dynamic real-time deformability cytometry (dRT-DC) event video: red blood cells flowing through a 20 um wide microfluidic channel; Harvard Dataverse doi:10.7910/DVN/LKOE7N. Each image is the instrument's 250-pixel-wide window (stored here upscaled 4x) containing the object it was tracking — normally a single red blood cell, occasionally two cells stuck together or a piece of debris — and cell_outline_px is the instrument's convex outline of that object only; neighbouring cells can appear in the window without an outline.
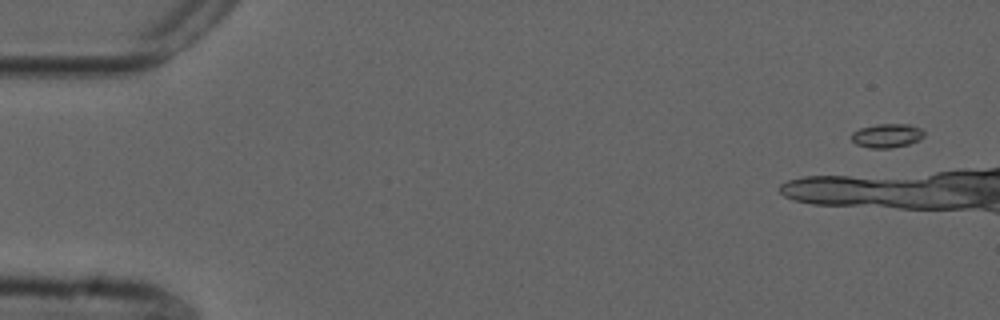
{"species": "common noctule bat (a hibernating species)", "species_latin": "Nyctalus noctula", "temperature_condition": "cold", "stored_images_in_passage": 12, "camera_frame_rate_fps": 3000, "um_per_image_px": 0.085, "animal": {"sex": "male", "forearm_length_mm": 52.5}, "frame": {"image": 1, "passage_image": 3, "time_ms": 0.667, "image_size_px": [1000, 320], "cell_outline_px": [[924, 136], [920, 140], [908, 144], [892, 148], [868, 148], [856, 144], [852, 140], [852, 132], [860, 128], [876, 124], [908, 124], [920, 128], [924, 132]], "centroid_in_image_um": [75.39, 11.53], "position_along_channel_um": 9.6, "area_um2": 10.17}}